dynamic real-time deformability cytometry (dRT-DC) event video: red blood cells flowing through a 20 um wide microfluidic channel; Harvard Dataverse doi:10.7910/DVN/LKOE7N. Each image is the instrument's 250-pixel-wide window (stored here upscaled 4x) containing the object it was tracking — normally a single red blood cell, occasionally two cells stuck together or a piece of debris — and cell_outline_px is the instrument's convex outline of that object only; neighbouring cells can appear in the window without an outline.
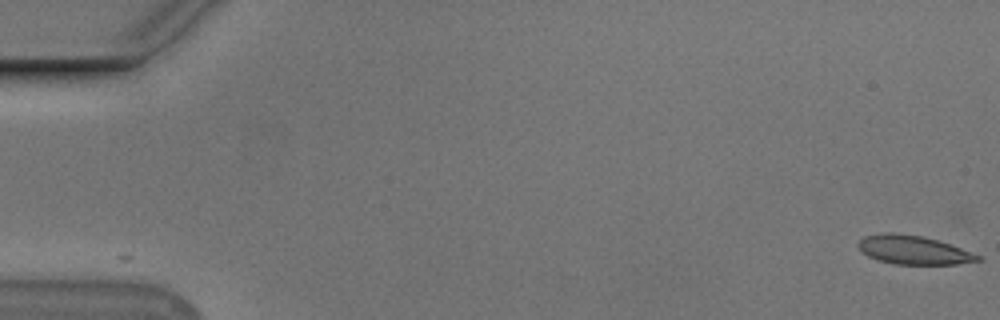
{"species": "Egyptian fruit bat (a non-hibernating species)", "species_latin": "Rousettus aegyptiacus", "temperature_condition": "cold", "stored_images_in_passage": 2, "camera_frame_rate_fps": 3000, "um_per_image_px": 0.085, "animal": {"sex": "male"}, "frame": {"image": 1, "passage_image": 1, "time_ms": 0.0, "image_size_px": [1000, 320], "cell_outline_px": [[984, 260], [956, 264], [896, 264], [876, 260], [860, 252], [856, 244], [864, 236], [880, 232], [896, 232], [924, 236], [960, 248], [980, 256]], "centroid_in_image_um": [77.56, 21.23], "position_along_channel_um": 7.4, "area_um2": 20.17}}